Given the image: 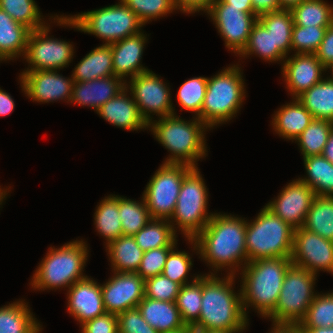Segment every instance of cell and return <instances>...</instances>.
<instances>
[{"instance_id":"32","label":"cell","mask_w":333,"mask_h":333,"mask_svg":"<svg viewBox=\"0 0 333 333\" xmlns=\"http://www.w3.org/2000/svg\"><path fill=\"white\" fill-rule=\"evenodd\" d=\"M302 228L333 241V197L316 195Z\"/></svg>"},{"instance_id":"23","label":"cell","mask_w":333,"mask_h":333,"mask_svg":"<svg viewBox=\"0 0 333 333\" xmlns=\"http://www.w3.org/2000/svg\"><path fill=\"white\" fill-rule=\"evenodd\" d=\"M127 92L128 89L125 87L114 98L102 105L97 113L114 126L129 131L149 128L133 96L132 98L127 97Z\"/></svg>"},{"instance_id":"24","label":"cell","mask_w":333,"mask_h":333,"mask_svg":"<svg viewBox=\"0 0 333 333\" xmlns=\"http://www.w3.org/2000/svg\"><path fill=\"white\" fill-rule=\"evenodd\" d=\"M144 320L159 333L185 329L176 302L160 301L144 297L137 306Z\"/></svg>"},{"instance_id":"53","label":"cell","mask_w":333,"mask_h":333,"mask_svg":"<svg viewBox=\"0 0 333 333\" xmlns=\"http://www.w3.org/2000/svg\"><path fill=\"white\" fill-rule=\"evenodd\" d=\"M253 11L259 16L263 13L280 10L279 0H251Z\"/></svg>"},{"instance_id":"44","label":"cell","mask_w":333,"mask_h":333,"mask_svg":"<svg viewBox=\"0 0 333 333\" xmlns=\"http://www.w3.org/2000/svg\"><path fill=\"white\" fill-rule=\"evenodd\" d=\"M328 26L302 27L293 26L291 37V50L297 54H315L324 38Z\"/></svg>"},{"instance_id":"59","label":"cell","mask_w":333,"mask_h":333,"mask_svg":"<svg viewBox=\"0 0 333 333\" xmlns=\"http://www.w3.org/2000/svg\"><path fill=\"white\" fill-rule=\"evenodd\" d=\"M304 0H279L281 9H292Z\"/></svg>"},{"instance_id":"43","label":"cell","mask_w":333,"mask_h":333,"mask_svg":"<svg viewBox=\"0 0 333 333\" xmlns=\"http://www.w3.org/2000/svg\"><path fill=\"white\" fill-rule=\"evenodd\" d=\"M208 78L195 77L186 80L177 92V101L186 111L196 113L201 121V109L205 98Z\"/></svg>"},{"instance_id":"35","label":"cell","mask_w":333,"mask_h":333,"mask_svg":"<svg viewBox=\"0 0 333 333\" xmlns=\"http://www.w3.org/2000/svg\"><path fill=\"white\" fill-rule=\"evenodd\" d=\"M249 54H258L259 57L270 62L282 60L284 62V58H287L279 47H274V38L259 20L253 24L247 44L238 55L247 57Z\"/></svg>"},{"instance_id":"15","label":"cell","mask_w":333,"mask_h":333,"mask_svg":"<svg viewBox=\"0 0 333 333\" xmlns=\"http://www.w3.org/2000/svg\"><path fill=\"white\" fill-rule=\"evenodd\" d=\"M291 261L315 275L321 269L333 274V241L302 227L294 229Z\"/></svg>"},{"instance_id":"26","label":"cell","mask_w":333,"mask_h":333,"mask_svg":"<svg viewBox=\"0 0 333 333\" xmlns=\"http://www.w3.org/2000/svg\"><path fill=\"white\" fill-rule=\"evenodd\" d=\"M31 30L0 9V61L24 56Z\"/></svg>"},{"instance_id":"6","label":"cell","mask_w":333,"mask_h":333,"mask_svg":"<svg viewBox=\"0 0 333 333\" xmlns=\"http://www.w3.org/2000/svg\"><path fill=\"white\" fill-rule=\"evenodd\" d=\"M86 246L83 240H76L58 249L50 247L33 274L30 285L38 290H51L69 288L75 282L85 279L87 275H82V271L89 251Z\"/></svg>"},{"instance_id":"20","label":"cell","mask_w":333,"mask_h":333,"mask_svg":"<svg viewBox=\"0 0 333 333\" xmlns=\"http://www.w3.org/2000/svg\"><path fill=\"white\" fill-rule=\"evenodd\" d=\"M68 312L80 325L106 313L101 285L86 277L75 282L68 290Z\"/></svg>"},{"instance_id":"12","label":"cell","mask_w":333,"mask_h":333,"mask_svg":"<svg viewBox=\"0 0 333 333\" xmlns=\"http://www.w3.org/2000/svg\"><path fill=\"white\" fill-rule=\"evenodd\" d=\"M49 31L47 24L30 32L24 58L31 67L25 71L57 70L71 63L74 54L72 44L48 37Z\"/></svg>"},{"instance_id":"58","label":"cell","mask_w":333,"mask_h":333,"mask_svg":"<svg viewBox=\"0 0 333 333\" xmlns=\"http://www.w3.org/2000/svg\"><path fill=\"white\" fill-rule=\"evenodd\" d=\"M299 333H333V327L298 328Z\"/></svg>"},{"instance_id":"63","label":"cell","mask_w":333,"mask_h":333,"mask_svg":"<svg viewBox=\"0 0 333 333\" xmlns=\"http://www.w3.org/2000/svg\"><path fill=\"white\" fill-rule=\"evenodd\" d=\"M326 70H328L330 68V71L332 72V76L329 77V79L333 80V62H331L329 65H327L326 67Z\"/></svg>"},{"instance_id":"29","label":"cell","mask_w":333,"mask_h":333,"mask_svg":"<svg viewBox=\"0 0 333 333\" xmlns=\"http://www.w3.org/2000/svg\"><path fill=\"white\" fill-rule=\"evenodd\" d=\"M25 302L17 301L0 308V333H39L41 326Z\"/></svg>"},{"instance_id":"48","label":"cell","mask_w":333,"mask_h":333,"mask_svg":"<svg viewBox=\"0 0 333 333\" xmlns=\"http://www.w3.org/2000/svg\"><path fill=\"white\" fill-rule=\"evenodd\" d=\"M176 247H160L144 252L137 273L142 279L162 274L169 252Z\"/></svg>"},{"instance_id":"57","label":"cell","mask_w":333,"mask_h":333,"mask_svg":"<svg viewBox=\"0 0 333 333\" xmlns=\"http://www.w3.org/2000/svg\"><path fill=\"white\" fill-rule=\"evenodd\" d=\"M271 333H299L297 325L273 324Z\"/></svg>"},{"instance_id":"5","label":"cell","mask_w":333,"mask_h":333,"mask_svg":"<svg viewBox=\"0 0 333 333\" xmlns=\"http://www.w3.org/2000/svg\"><path fill=\"white\" fill-rule=\"evenodd\" d=\"M57 17V18H56ZM59 25L72 26L79 31L93 34L110 45L141 32L144 25L138 16L122 1L75 16H56Z\"/></svg>"},{"instance_id":"27","label":"cell","mask_w":333,"mask_h":333,"mask_svg":"<svg viewBox=\"0 0 333 333\" xmlns=\"http://www.w3.org/2000/svg\"><path fill=\"white\" fill-rule=\"evenodd\" d=\"M110 76H114L111 46L103 44L77 64L71 78L74 82H84Z\"/></svg>"},{"instance_id":"14","label":"cell","mask_w":333,"mask_h":333,"mask_svg":"<svg viewBox=\"0 0 333 333\" xmlns=\"http://www.w3.org/2000/svg\"><path fill=\"white\" fill-rule=\"evenodd\" d=\"M206 12L225 39L226 47L239 54L247 44L258 15L255 12H242V8H230L222 0H213Z\"/></svg>"},{"instance_id":"10","label":"cell","mask_w":333,"mask_h":333,"mask_svg":"<svg viewBox=\"0 0 333 333\" xmlns=\"http://www.w3.org/2000/svg\"><path fill=\"white\" fill-rule=\"evenodd\" d=\"M315 274L291 264L285 273L279 299L274 311L267 317L273 324L298 325L315 298Z\"/></svg>"},{"instance_id":"51","label":"cell","mask_w":333,"mask_h":333,"mask_svg":"<svg viewBox=\"0 0 333 333\" xmlns=\"http://www.w3.org/2000/svg\"><path fill=\"white\" fill-rule=\"evenodd\" d=\"M315 54L325 67L333 62V23L327 27L324 38Z\"/></svg>"},{"instance_id":"9","label":"cell","mask_w":333,"mask_h":333,"mask_svg":"<svg viewBox=\"0 0 333 333\" xmlns=\"http://www.w3.org/2000/svg\"><path fill=\"white\" fill-rule=\"evenodd\" d=\"M208 194L198 167H193L183 179L175 211L170 218L181 229L187 240L194 239L208 224L213 214L207 212ZM176 222L175 225H173Z\"/></svg>"},{"instance_id":"54","label":"cell","mask_w":333,"mask_h":333,"mask_svg":"<svg viewBox=\"0 0 333 333\" xmlns=\"http://www.w3.org/2000/svg\"><path fill=\"white\" fill-rule=\"evenodd\" d=\"M15 104L11 96L0 88V116H6L14 110Z\"/></svg>"},{"instance_id":"56","label":"cell","mask_w":333,"mask_h":333,"mask_svg":"<svg viewBox=\"0 0 333 333\" xmlns=\"http://www.w3.org/2000/svg\"><path fill=\"white\" fill-rule=\"evenodd\" d=\"M321 155L333 164V129L328 136L327 143L325 144Z\"/></svg>"},{"instance_id":"50","label":"cell","mask_w":333,"mask_h":333,"mask_svg":"<svg viewBox=\"0 0 333 333\" xmlns=\"http://www.w3.org/2000/svg\"><path fill=\"white\" fill-rule=\"evenodd\" d=\"M82 333H118L117 315L104 313L81 324Z\"/></svg>"},{"instance_id":"2","label":"cell","mask_w":333,"mask_h":333,"mask_svg":"<svg viewBox=\"0 0 333 333\" xmlns=\"http://www.w3.org/2000/svg\"><path fill=\"white\" fill-rule=\"evenodd\" d=\"M211 272L202 275V300L199 319L193 330L243 331L248 318L245 316L242 297L232 289L235 275L220 279ZM232 289V290H231Z\"/></svg>"},{"instance_id":"19","label":"cell","mask_w":333,"mask_h":333,"mask_svg":"<svg viewBox=\"0 0 333 333\" xmlns=\"http://www.w3.org/2000/svg\"><path fill=\"white\" fill-rule=\"evenodd\" d=\"M284 60L282 72L286 88L289 89L293 99L319 83L325 66L317 59L316 54H294Z\"/></svg>"},{"instance_id":"40","label":"cell","mask_w":333,"mask_h":333,"mask_svg":"<svg viewBox=\"0 0 333 333\" xmlns=\"http://www.w3.org/2000/svg\"><path fill=\"white\" fill-rule=\"evenodd\" d=\"M119 217L123 236H134L151 219L144 198L141 202L119 196Z\"/></svg>"},{"instance_id":"18","label":"cell","mask_w":333,"mask_h":333,"mask_svg":"<svg viewBox=\"0 0 333 333\" xmlns=\"http://www.w3.org/2000/svg\"><path fill=\"white\" fill-rule=\"evenodd\" d=\"M21 87L26 96L37 102L70 101L74 80L65 79L57 70L23 71Z\"/></svg>"},{"instance_id":"17","label":"cell","mask_w":333,"mask_h":333,"mask_svg":"<svg viewBox=\"0 0 333 333\" xmlns=\"http://www.w3.org/2000/svg\"><path fill=\"white\" fill-rule=\"evenodd\" d=\"M315 196L307 183L296 179L284 187L278 198L266 204V207L297 229L303 226Z\"/></svg>"},{"instance_id":"8","label":"cell","mask_w":333,"mask_h":333,"mask_svg":"<svg viewBox=\"0 0 333 333\" xmlns=\"http://www.w3.org/2000/svg\"><path fill=\"white\" fill-rule=\"evenodd\" d=\"M233 65L208 78L205 98L201 109V121L214 127L232 119L245 98L241 69Z\"/></svg>"},{"instance_id":"52","label":"cell","mask_w":333,"mask_h":333,"mask_svg":"<svg viewBox=\"0 0 333 333\" xmlns=\"http://www.w3.org/2000/svg\"><path fill=\"white\" fill-rule=\"evenodd\" d=\"M213 0H173V3L177 9H180L183 13H195L207 11Z\"/></svg>"},{"instance_id":"1","label":"cell","mask_w":333,"mask_h":333,"mask_svg":"<svg viewBox=\"0 0 333 333\" xmlns=\"http://www.w3.org/2000/svg\"><path fill=\"white\" fill-rule=\"evenodd\" d=\"M245 238V219L214 213L206 227L189 242L216 271L229 266L234 270L228 274L235 275L236 267L248 263Z\"/></svg>"},{"instance_id":"39","label":"cell","mask_w":333,"mask_h":333,"mask_svg":"<svg viewBox=\"0 0 333 333\" xmlns=\"http://www.w3.org/2000/svg\"><path fill=\"white\" fill-rule=\"evenodd\" d=\"M332 129V121L314 118L296 139L303 158L321 155Z\"/></svg>"},{"instance_id":"11","label":"cell","mask_w":333,"mask_h":333,"mask_svg":"<svg viewBox=\"0 0 333 333\" xmlns=\"http://www.w3.org/2000/svg\"><path fill=\"white\" fill-rule=\"evenodd\" d=\"M193 167L186 164L163 163L153 175L142 198L151 219L170 220L183 183L184 176Z\"/></svg>"},{"instance_id":"22","label":"cell","mask_w":333,"mask_h":333,"mask_svg":"<svg viewBox=\"0 0 333 333\" xmlns=\"http://www.w3.org/2000/svg\"><path fill=\"white\" fill-rule=\"evenodd\" d=\"M126 87V82L116 76L91 81L74 82L70 103L89 106L98 111L108 100Z\"/></svg>"},{"instance_id":"36","label":"cell","mask_w":333,"mask_h":333,"mask_svg":"<svg viewBox=\"0 0 333 333\" xmlns=\"http://www.w3.org/2000/svg\"><path fill=\"white\" fill-rule=\"evenodd\" d=\"M94 213L96 229L107 240L106 244L123 235L121 220L119 217V196L105 197Z\"/></svg>"},{"instance_id":"7","label":"cell","mask_w":333,"mask_h":333,"mask_svg":"<svg viewBox=\"0 0 333 333\" xmlns=\"http://www.w3.org/2000/svg\"><path fill=\"white\" fill-rule=\"evenodd\" d=\"M294 228L266 206L253 222L246 221L248 262L258 259L291 257Z\"/></svg>"},{"instance_id":"47","label":"cell","mask_w":333,"mask_h":333,"mask_svg":"<svg viewBox=\"0 0 333 333\" xmlns=\"http://www.w3.org/2000/svg\"><path fill=\"white\" fill-rule=\"evenodd\" d=\"M174 249L168 254L162 274L183 286L189 283L187 282V274L193 264L188 253Z\"/></svg>"},{"instance_id":"49","label":"cell","mask_w":333,"mask_h":333,"mask_svg":"<svg viewBox=\"0 0 333 333\" xmlns=\"http://www.w3.org/2000/svg\"><path fill=\"white\" fill-rule=\"evenodd\" d=\"M117 318L118 333H159L144 320L138 308L126 310Z\"/></svg>"},{"instance_id":"41","label":"cell","mask_w":333,"mask_h":333,"mask_svg":"<svg viewBox=\"0 0 333 333\" xmlns=\"http://www.w3.org/2000/svg\"><path fill=\"white\" fill-rule=\"evenodd\" d=\"M0 9L31 31L46 26L34 0H0Z\"/></svg>"},{"instance_id":"33","label":"cell","mask_w":333,"mask_h":333,"mask_svg":"<svg viewBox=\"0 0 333 333\" xmlns=\"http://www.w3.org/2000/svg\"><path fill=\"white\" fill-rule=\"evenodd\" d=\"M137 245L144 251L160 247H176V233L169 220L150 219L134 236Z\"/></svg>"},{"instance_id":"21","label":"cell","mask_w":333,"mask_h":333,"mask_svg":"<svg viewBox=\"0 0 333 333\" xmlns=\"http://www.w3.org/2000/svg\"><path fill=\"white\" fill-rule=\"evenodd\" d=\"M147 37L142 32L128 36L122 40L110 44L113 56L114 76L124 78L128 75L133 78L140 73L149 71L140 63L143 48Z\"/></svg>"},{"instance_id":"3","label":"cell","mask_w":333,"mask_h":333,"mask_svg":"<svg viewBox=\"0 0 333 333\" xmlns=\"http://www.w3.org/2000/svg\"><path fill=\"white\" fill-rule=\"evenodd\" d=\"M291 264V257H277L250 261L242 267L240 292L246 317L249 306L255 307L263 317L274 311L285 273Z\"/></svg>"},{"instance_id":"55","label":"cell","mask_w":333,"mask_h":333,"mask_svg":"<svg viewBox=\"0 0 333 333\" xmlns=\"http://www.w3.org/2000/svg\"><path fill=\"white\" fill-rule=\"evenodd\" d=\"M230 8H242V12H254L251 0H222Z\"/></svg>"},{"instance_id":"4","label":"cell","mask_w":333,"mask_h":333,"mask_svg":"<svg viewBox=\"0 0 333 333\" xmlns=\"http://www.w3.org/2000/svg\"><path fill=\"white\" fill-rule=\"evenodd\" d=\"M148 127L152 128L151 131L159 143L172 154L164 163L197 167L195 162L206 155L204 129L208 128L197 117L187 122L174 113L161 117L159 121H151Z\"/></svg>"},{"instance_id":"25","label":"cell","mask_w":333,"mask_h":333,"mask_svg":"<svg viewBox=\"0 0 333 333\" xmlns=\"http://www.w3.org/2000/svg\"><path fill=\"white\" fill-rule=\"evenodd\" d=\"M273 117L274 131L292 141L296 140L314 119L297 98L279 108Z\"/></svg>"},{"instance_id":"13","label":"cell","mask_w":333,"mask_h":333,"mask_svg":"<svg viewBox=\"0 0 333 333\" xmlns=\"http://www.w3.org/2000/svg\"><path fill=\"white\" fill-rule=\"evenodd\" d=\"M129 83H126V88L130 89L131 96L148 124L152 121L150 113L158 114L159 118L174 114L170 89L155 73L150 70L140 73L130 78Z\"/></svg>"},{"instance_id":"46","label":"cell","mask_w":333,"mask_h":333,"mask_svg":"<svg viewBox=\"0 0 333 333\" xmlns=\"http://www.w3.org/2000/svg\"><path fill=\"white\" fill-rule=\"evenodd\" d=\"M181 285L163 274L145 280V297L155 300L176 302Z\"/></svg>"},{"instance_id":"38","label":"cell","mask_w":333,"mask_h":333,"mask_svg":"<svg viewBox=\"0 0 333 333\" xmlns=\"http://www.w3.org/2000/svg\"><path fill=\"white\" fill-rule=\"evenodd\" d=\"M202 300V276L198 275L192 282L181 286L177 295L176 305L181 319L186 326L191 327L200 316Z\"/></svg>"},{"instance_id":"31","label":"cell","mask_w":333,"mask_h":333,"mask_svg":"<svg viewBox=\"0 0 333 333\" xmlns=\"http://www.w3.org/2000/svg\"><path fill=\"white\" fill-rule=\"evenodd\" d=\"M303 159L308 177L299 179L307 183L315 195L333 197V164L322 155Z\"/></svg>"},{"instance_id":"61","label":"cell","mask_w":333,"mask_h":333,"mask_svg":"<svg viewBox=\"0 0 333 333\" xmlns=\"http://www.w3.org/2000/svg\"><path fill=\"white\" fill-rule=\"evenodd\" d=\"M169 333H193V329L191 327H186L185 329L178 330L175 332H169Z\"/></svg>"},{"instance_id":"28","label":"cell","mask_w":333,"mask_h":333,"mask_svg":"<svg viewBox=\"0 0 333 333\" xmlns=\"http://www.w3.org/2000/svg\"><path fill=\"white\" fill-rule=\"evenodd\" d=\"M112 270L117 273H137L144 251L137 245L133 236H119L107 245Z\"/></svg>"},{"instance_id":"16","label":"cell","mask_w":333,"mask_h":333,"mask_svg":"<svg viewBox=\"0 0 333 333\" xmlns=\"http://www.w3.org/2000/svg\"><path fill=\"white\" fill-rule=\"evenodd\" d=\"M145 280L138 273L114 272L106 283L101 285L104 307L107 313L118 315L126 310L137 308L145 297Z\"/></svg>"},{"instance_id":"34","label":"cell","mask_w":333,"mask_h":333,"mask_svg":"<svg viewBox=\"0 0 333 333\" xmlns=\"http://www.w3.org/2000/svg\"><path fill=\"white\" fill-rule=\"evenodd\" d=\"M258 20L274 38V47H279L286 55L291 50L292 29L294 26L291 9L263 13Z\"/></svg>"},{"instance_id":"30","label":"cell","mask_w":333,"mask_h":333,"mask_svg":"<svg viewBox=\"0 0 333 333\" xmlns=\"http://www.w3.org/2000/svg\"><path fill=\"white\" fill-rule=\"evenodd\" d=\"M313 118L333 122V80L322 79L297 97Z\"/></svg>"},{"instance_id":"42","label":"cell","mask_w":333,"mask_h":333,"mask_svg":"<svg viewBox=\"0 0 333 333\" xmlns=\"http://www.w3.org/2000/svg\"><path fill=\"white\" fill-rule=\"evenodd\" d=\"M333 327V292L315 295L297 328Z\"/></svg>"},{"instance_id":"37","label":"cell","mask_w":333,"mask_h":333,"mask_svg":"<svg viewBox=\"0 0 333 333\" xmlns=\"http://www.w3.org/2000/svg\"><path fill=\"white\" fill-rule=\"evenodd\" d=\"M291 12L294 26H329L333 23V7L323 0H304Z\"/></svg>"},{"instance_id":"45","label":"cell","mask_w":333,"mask_h":333,"mask_svg":"<svg viewBox=\"0 0 333 333\" xmlns=\"http://www.w3.org/2000/svg\"><path fill=\"white\" fill-rule=\"evenodd\" d=\"M145 25L177 9L173 0H122Z\"/></svg>"},{"instance_id":"62","label":"cell","mask_w":333,"mask_h":333,"mask_svg":"<svg viewBox=\"0 0 333 333\" xmlns=\"http://www.w3.org/2000/svg\"><path fill=\"white\" fill-rule=\"evenodd\" d=\"M7 190H8V189L3 190V189L0 188V205H1L2 202H3V199H4V198L6 197V195L8 194V193H7Z\"/></svg>"},{"instance_id":"60","label":"cell","mask_w":333,"mask_h":333,"mask_svg":"<svg viewBox=\"0 0 333 333\" xmlns=\"http://www.w3.org/2000/svg\"><path fill=\"white\" fill-rule=\"evenodd\" d=\"M193 333H237V332L223 331V330H193Z\"/></svg>"}]
</instances>
